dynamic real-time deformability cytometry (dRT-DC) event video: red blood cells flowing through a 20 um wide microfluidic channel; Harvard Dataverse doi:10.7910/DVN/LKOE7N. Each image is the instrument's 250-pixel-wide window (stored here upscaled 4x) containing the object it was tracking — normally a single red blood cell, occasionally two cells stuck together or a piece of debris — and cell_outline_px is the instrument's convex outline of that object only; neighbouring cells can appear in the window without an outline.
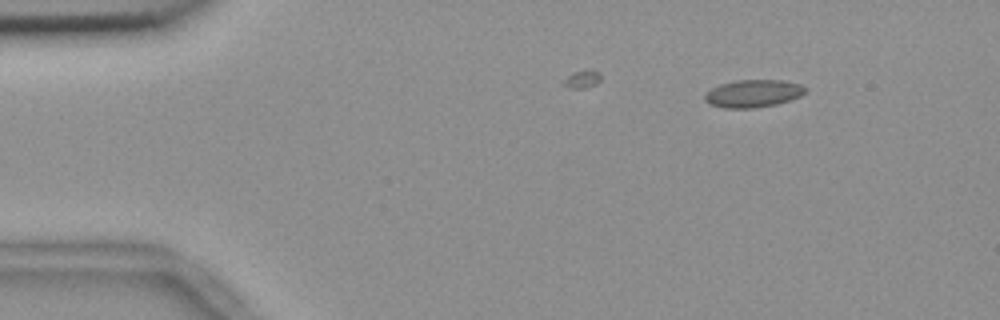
{"species": "common noctule bat (a hibernating species)", "species_latin": "Nyctalus noctula", "temperature_condition": "room temperature", "stored_images_in_passage": 11, "camera_frame_rate_fps": 3000, "um_per_image_px": 0.085, "animal": {"sex": "female", "body_mass_g": 18.4}, "frame": {"image": 1, "passage_image": 2, "time_ms": 0.333, "image_size_px": [1000, 320], "cell_outline_px": [[808, 88], [800, 96], [776, 104], [756, 108], [724, 108], [708, 104], [704, 100], [704, 96], [712, 88], [720, 84], [736, 80], [784, 80], [800, 84]], "centroid_in_image_um": [64.01, 7.95], "position_along_channel_um": 21.0, "area_um2": 16.18}}